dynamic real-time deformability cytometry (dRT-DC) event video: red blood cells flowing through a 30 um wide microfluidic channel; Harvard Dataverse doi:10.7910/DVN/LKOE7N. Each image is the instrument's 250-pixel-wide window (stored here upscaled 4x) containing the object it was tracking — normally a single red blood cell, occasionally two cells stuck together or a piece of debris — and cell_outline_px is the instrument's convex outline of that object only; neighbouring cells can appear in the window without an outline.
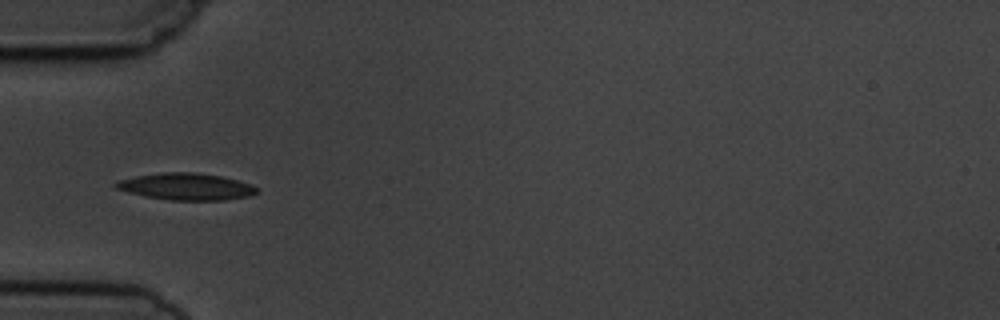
{"species": "common noctule bat (a hibernating species)", "species_latin": "Nyctalus noctula", "temperature_condition": "cold", "stored_images_in_passage": 8, "camera_frame_rate_fps": 3000, "um_per_image_px": 0.085, "animal": {"sex": "male", "body_mass_g": 19.5, "forearm_length_mm": 54.6}, "frame": {"image": 1, "passage_image": 6, "time_ms": 5.667, "image_size_px": [1000, 320], "cell_outline_px": [[256, 192], [248, 196], [224, 200], [168, 200], [144, 196], [116, 188], [112, 184], [120, 180], [136, 176], [160, 172], [196, 172], [220, 176], [252, 184], [256, 188]], "centroid_in_image_um": [15.8, 15.85], "position_along_channel_um": 69.2, "area_um2": 21.85}}
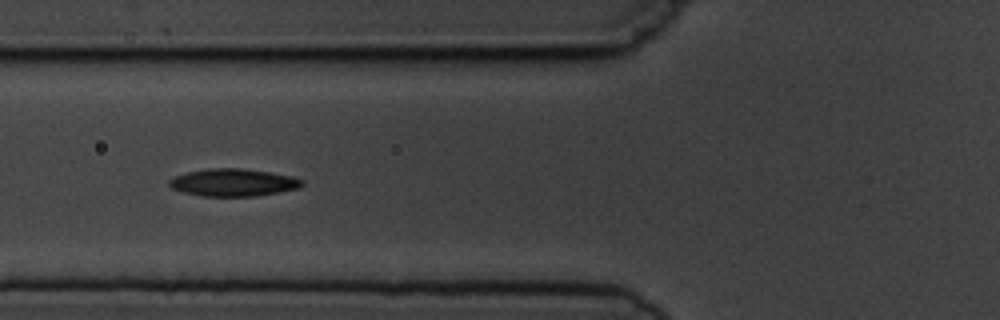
{"frame": {"image": 2, "passage_image": 7, "time_ms": 6.667, "image_size_px": [1000, 320], "cell_outline_px": [[304, 184], [300, 188], [280, 192], [256, 196], [204, 196], [184, 192], [172, 188], [168, 184], [168, 180], [176, 176], [188, 172], [208, 168], [240, 168], [268, 172], [292, 176], [304, 180]], "centroid_in_image_um": [19.86, 15.51], "position_along_channel_um": 105.9, "area_um2": 21.21}}
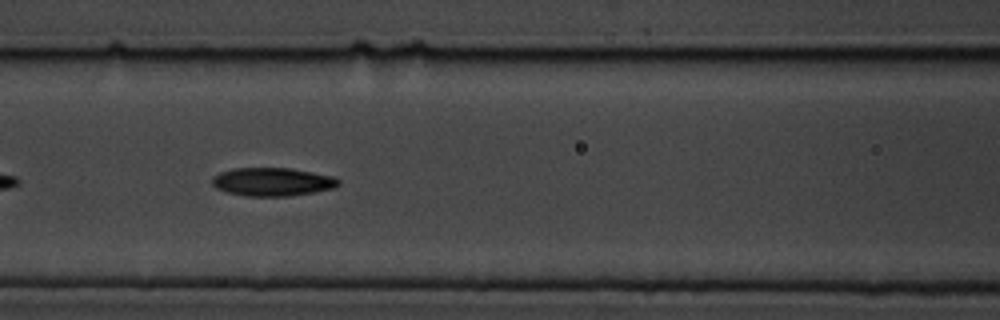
{"frame": {"image": 3, "passage_image": 8, "time_ms": 7.667, "image_size_px": [1000, 320], "cell_outline_px": [[340, 184], [336, 188], [316, 192], [288, 196], [244, 196], [228, 192], [216, 188], [212, 184], [212, 176], [220, 172], [232, 168], [288, 168], [332, 176], [340, 180]], "centroid_in_image_um": [23.15, 15.46], "position_along_channel_um": 143.4, "area_um2": 20.92}}